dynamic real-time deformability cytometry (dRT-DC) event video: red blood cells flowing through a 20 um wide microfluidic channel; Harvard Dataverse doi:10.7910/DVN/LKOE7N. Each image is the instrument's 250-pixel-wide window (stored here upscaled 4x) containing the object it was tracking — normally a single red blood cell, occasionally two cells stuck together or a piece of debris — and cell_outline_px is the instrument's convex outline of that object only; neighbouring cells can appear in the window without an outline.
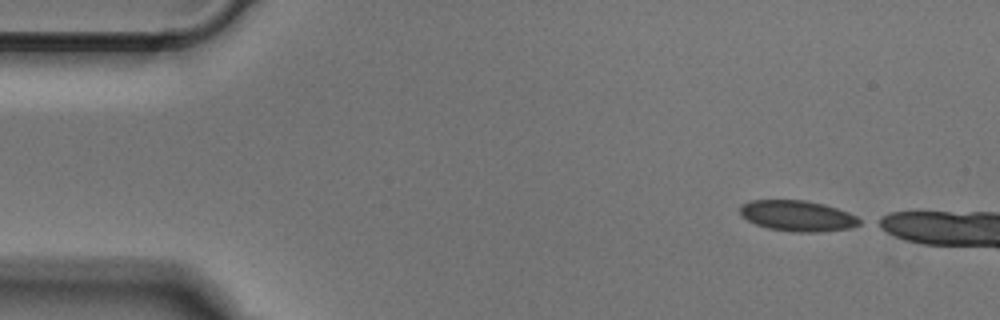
{"species": "Egyptian fruit bat (a non-hibernating species)", "species_latin": "Rousettus aegyptiacus", "temperature_condition": "cold", "stored_images_in_passage": 8, "camera_frame_rate_fps": 3000, "um_per_image_px": 0.085, "animal": {"sex": "male"}, "frame": {"image": 1, "passage_image": 1, "time_ms": 0.0, "image_size_px": [1000, 320], "cell_outline_px": [[864, 220], [860, 224], [848, 228], [816, 232], [792, 232], [768, 228], [756, 224], [740, 216], [740, 204], [752, 200], [804, 200], [824, 204], [848, 212]], "centroid_in_image_um": [67.77, 18.34], "position_along_channel_um": 17.2, "area_um2": 21.44}}